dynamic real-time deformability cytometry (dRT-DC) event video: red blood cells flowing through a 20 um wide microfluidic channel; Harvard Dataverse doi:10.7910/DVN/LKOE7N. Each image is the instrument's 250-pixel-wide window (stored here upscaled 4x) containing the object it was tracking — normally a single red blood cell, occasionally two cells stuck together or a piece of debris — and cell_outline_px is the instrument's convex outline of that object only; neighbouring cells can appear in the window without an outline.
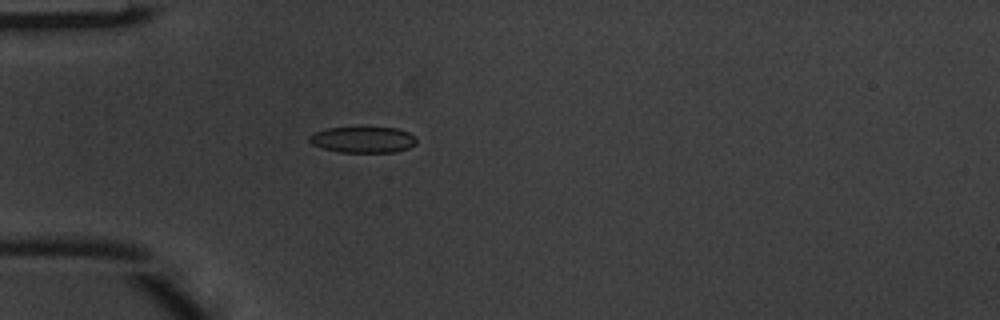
{"species": "common noctule bat (a hibernating species)", "species_latin": "Nyctalus noctula", "temperature_condition": "warm", "stored_images_in_passage": 1, "camera_frame_rate_fps": 3000, "um_per_image_px": 0.085, "animal": {"sex": "male", "body_mass_g": 20.1, "forearm_length_mm": 53.5}, "frame": {"image": 1, "passage_image": 1, "time_ms": 0.0, "image_size_px": [1000, 320], "cell_outline_px": [[416, 144], [408, 148], [396, 152], [340, 152], [324, 148], [312, 144], [308, 140], [308, 136], [312, 132], [328, 128], [396, 128], [408, 132], [416, 136]], "centroid_in_image_um": [30.85, 11.87], "position_along_channel_um": 54.1, "area_um2": 16.24}}